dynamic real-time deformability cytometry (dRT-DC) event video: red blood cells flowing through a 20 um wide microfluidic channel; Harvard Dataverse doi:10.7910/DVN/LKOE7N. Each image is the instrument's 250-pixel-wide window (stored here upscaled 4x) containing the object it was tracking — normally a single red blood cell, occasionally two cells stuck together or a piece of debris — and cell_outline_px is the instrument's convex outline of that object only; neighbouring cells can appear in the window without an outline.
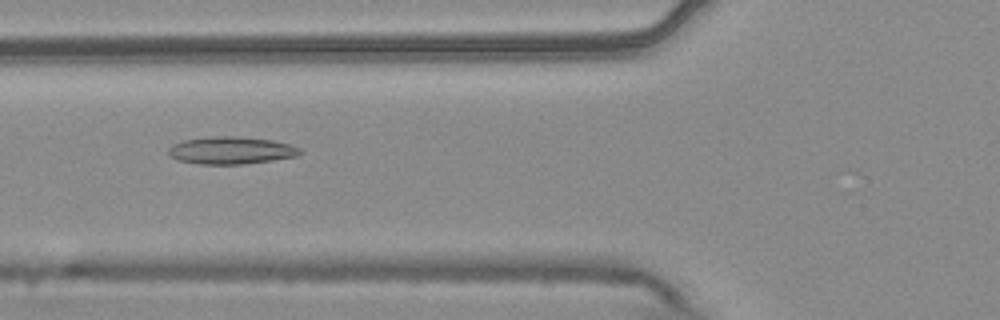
{"species": "common noctule bat (a hibernating species)", "species_latin": "Nyctalus noctula", "temperature_condition": "warm", "stored_images_in_passage": 53, "camera_frame_rate_fps": 3000, "um_per_image_px": 0.085, "animal": {"sex": "male", "body_mass_g": 20.4}, "frame": {"image": 1, "passage_image": 20, "time_ms": 6.333, "image_size_px": [1000, 320], "cell_outline_px": [[304, 152], [296, 156], [272, 160], [240, 164], [200, 164], [176, 160], [168, 156], [168, 148], [172, 144], [184, 140], [212, 136], [236, 136], [272, 140], [288, 144], [300, 148]], "centroid_in_image_um": [19.6, 12.78], "position_along_channel_um": 106.2, "area_um2": 21.04}}
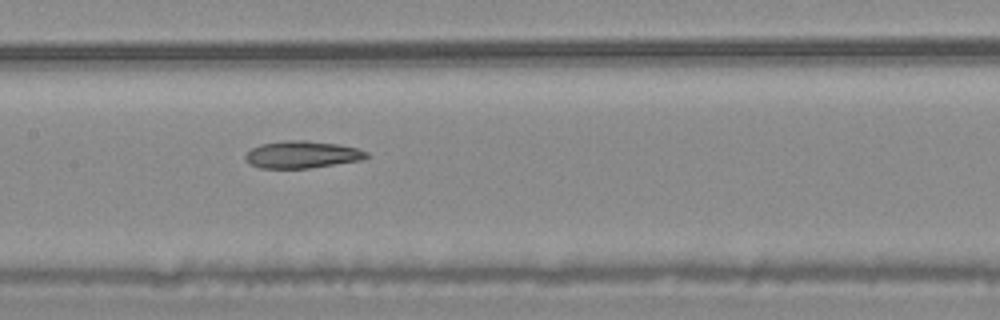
{"frame": {"image": 2, "passage_image": 26, "time_ms": 8.333, "image_size_px": [1000, 320], "cell_outline_px": [[368, 156], [364, 160], [308, 168], [260, 168], [248, 164], [244, 156], [252, 148], [260, 144], [288, 140], [304, 140], [336, 144], [356, 148], [368, 152]], "centroid_in_image_um": [25.66, 13.14], "position_along_channel_um": 181.7, "area_um2": 19.13}}
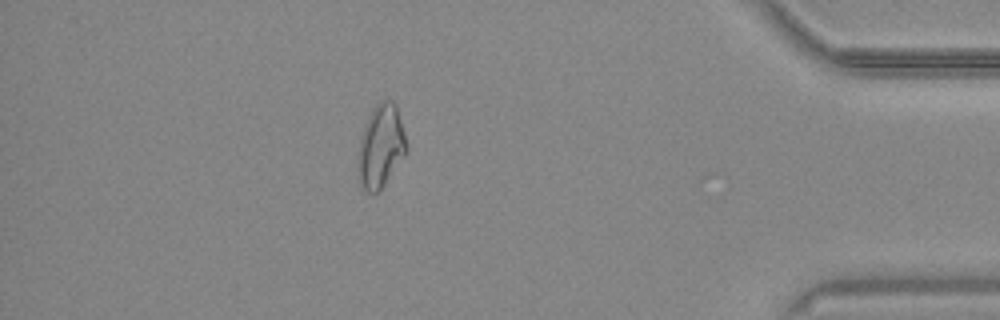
{"frame": {"image": 3, "passage_image": 47, "time_ms": 15.333, "image_size_px": [1000, 320], "cell_outline_px": [[408, 152], [384, 184], [376, 192], [368, 192], [360, 184], [360, 136], [368, 116], [372, 108], [380, 100], [392, 100], [396, 104], [404, 132], [408, 148]], "centroid_in_image_um": [32.41, 12.36], "position_along_channel_um": 402.8, "area_um2": 22.95}, "authors_computed_cell_mechanics": {"area_um2": 21.9062, "velocity_mm_per_s": 3.768, "shape_relaxation_time_tau1_ms": null, "shape_relaxation_time_tau2_ms": 7.3593, "deformation_change_tau1": null, "deformation_change_tau2": 0.1642}}